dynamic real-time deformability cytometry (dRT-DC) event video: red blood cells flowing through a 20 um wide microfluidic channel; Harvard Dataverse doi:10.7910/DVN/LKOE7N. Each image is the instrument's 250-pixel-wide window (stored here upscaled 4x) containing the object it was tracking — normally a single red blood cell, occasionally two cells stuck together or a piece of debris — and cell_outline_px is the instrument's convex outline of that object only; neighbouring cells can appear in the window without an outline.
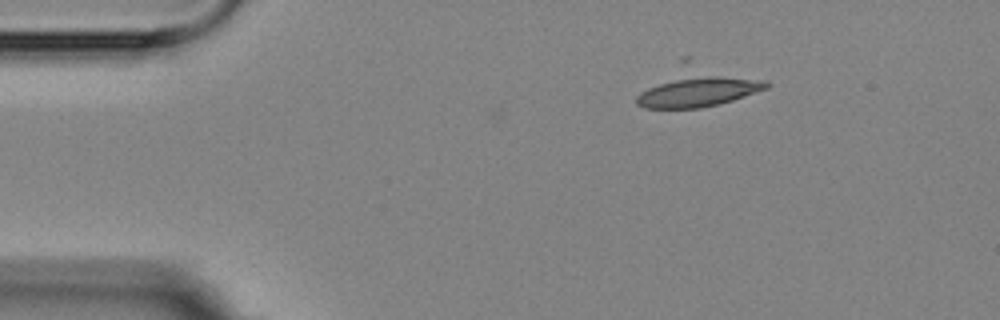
{"species": "Egyptian fruit bat (a non-hibernating species)", "species_latin": "Rousettus aegyptiacus", "temperature_condition": "room temperature", "stored_images_in_passage": 3, "camera_frame_rate_fps": 3000, "um_per_image_px": 0.085, "animal": {"sex": "female"}, "frame": {"image": 1, "passage_image": 1, "time_ms": 0.0, "image_size_px": [1000, 320], "cell_outline_px": [[772, 84], [768, 88], [720, 104], [700, 108], [644, 108], [636, 104], [636, 96], [640, 92], [648, 88], [684, 76], [720, 76], [768, 80]], "centroid_in_image_um": [59.39, 7.8], "position_along_channel_um": 25.6, "area_um2": 22.48}}